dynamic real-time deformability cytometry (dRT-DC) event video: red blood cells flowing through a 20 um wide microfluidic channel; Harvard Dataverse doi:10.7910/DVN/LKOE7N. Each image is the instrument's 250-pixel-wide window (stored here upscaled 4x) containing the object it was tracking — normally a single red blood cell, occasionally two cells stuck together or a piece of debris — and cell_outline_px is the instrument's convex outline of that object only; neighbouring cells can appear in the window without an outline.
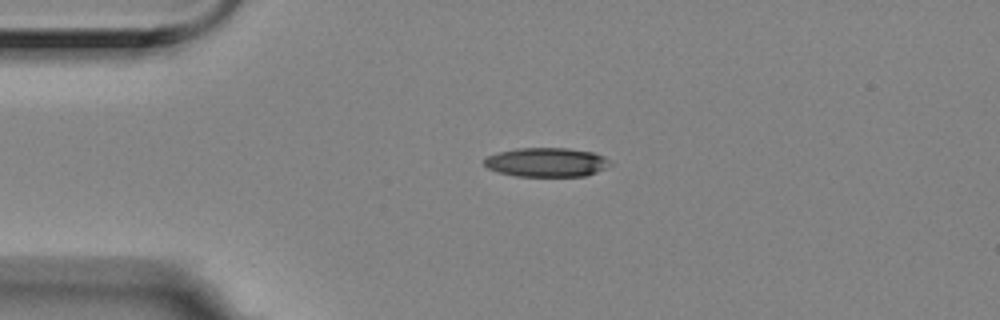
{"species": "Egyptian fruit bat (a non-hibernating species)", "species_latin": "Rousettus aegyptiacus", "temperature_condition": "room temperature", "stored_images_in_passage": 3, "camera_frame_rate_fps": 3000, "um_per_image_px": 0.085, "animal": {"sex": "female"}, "frame": {"image": 1, "passage_image": 1, "time_ms": 0.0, "image_size_px": [1000, 320], "cell_outline_px": [[612, 164], [596, 172], [584, 176], [516, 176], [500, 172], [488, 168], [484, 164], [484, 160], [488, 156], [496, 152], [516, 148], [568, 148], [592, 152], [604, 156], [612, 160]], "centroid_in_image_um": [46.47, 13.78], "position_along_channel_um": 38.5, "area_um2": 21.39}}
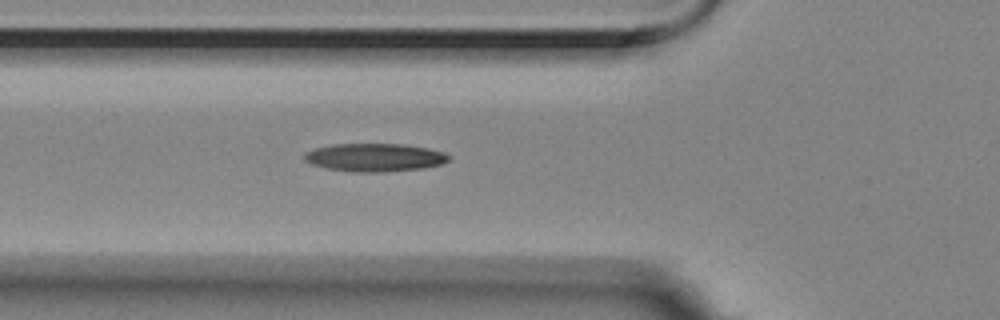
{"frame": {"image": 2, "passage_image": 3, "time_ms": 0.667, "image_size_px": [1000, 320], "cell_outline_px": [[452, 156], [448, 160], [440, 164], [424, 168], [380, 172], [356, 172], [328, 168], [312, 164], [304, 160], [304, 152], [312, 148], [332, 144], [404, 144], [428, 148], [444, 152]], "centroid_in_image_um": [31.84, 13.37], "position_along_channel_um": 94.0, "area_um2": 23.7}}